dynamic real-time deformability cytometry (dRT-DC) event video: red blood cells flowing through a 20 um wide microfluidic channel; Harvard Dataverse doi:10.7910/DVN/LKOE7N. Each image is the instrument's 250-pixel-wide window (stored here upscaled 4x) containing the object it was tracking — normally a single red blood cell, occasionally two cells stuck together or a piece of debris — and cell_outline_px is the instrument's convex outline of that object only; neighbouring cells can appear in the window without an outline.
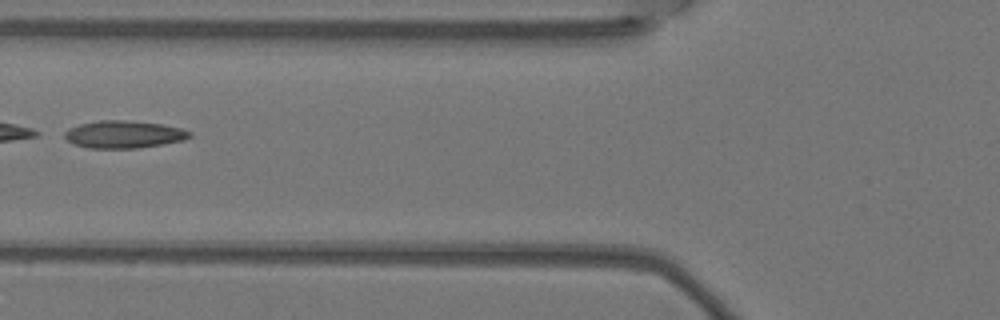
{"species": "Egyptian fruit bat (a non-hibernating species)", "species_latin": "Rousettus aegyptiacus", "temperature_condition": "warm", "stored_images_in_passage": 4, "camera_frame_rate_fps": 3000, "um_per_image_px": 0.085, "animal": {"sex": "female"}, "frame": {"image": 1, "passage_image": 4, "time_ms": 1.0, "image_size_px": [1000, 320], "cell_outline_px": [[192, 136], [184, 140], [136, 148], [88, 148], [72, 144], [64, 136], [64, 132], [68, 128], [80, 124], [100, 120], [124, 120], [160, 124], [180, 128], [192, 132]], "centroid_in_image_um": [10.49, 11.42], "position_along_channel_um": 115.3, "area_um2": 19.88}}